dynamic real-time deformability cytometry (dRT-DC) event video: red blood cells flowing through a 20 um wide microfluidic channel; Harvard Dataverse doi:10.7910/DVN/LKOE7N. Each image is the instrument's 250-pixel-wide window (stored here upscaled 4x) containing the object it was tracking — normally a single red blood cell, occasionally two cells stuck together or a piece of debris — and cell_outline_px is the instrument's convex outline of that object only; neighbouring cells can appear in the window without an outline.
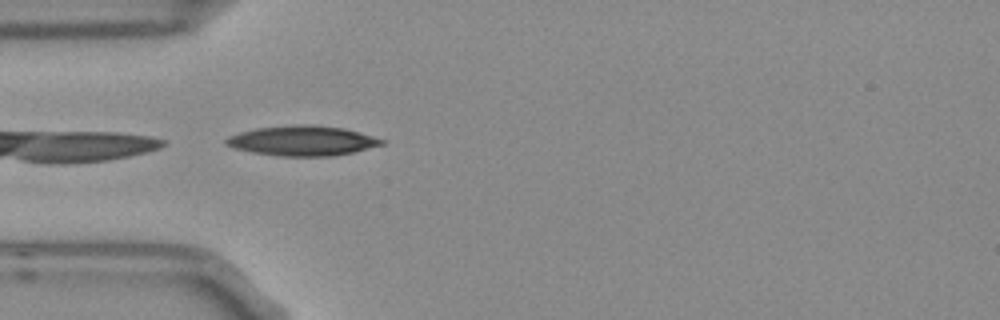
{"species": "Egyptian fruit bat (a non-hibernating species)", "species_latin": "Rousettus aegyptiacus", "temperature_condition": "room temperature", "stored_images_in_passage": 5, "camera_frame_rate_fps": 3000, "um_per_image_px": 0.085, "frame": {"image": 1, "passage_image": 5, "time_ms": 1.333, "image_size_px": [1000, 320], "cell_outline_px": [[388, 140], [384, 144], [352, 152], [332, 156], [284, 156], [252, 152], [236, 148], [224, 144], [224, 140], [228, 136], [240, 132], [256, 128], [292, 124], [312, 124], [344, 128], [360, 132]], "centroid_in_image_um": [25.72, 11.95], "position_along_channel_um": 59.3, "area_um2": 27.28}}